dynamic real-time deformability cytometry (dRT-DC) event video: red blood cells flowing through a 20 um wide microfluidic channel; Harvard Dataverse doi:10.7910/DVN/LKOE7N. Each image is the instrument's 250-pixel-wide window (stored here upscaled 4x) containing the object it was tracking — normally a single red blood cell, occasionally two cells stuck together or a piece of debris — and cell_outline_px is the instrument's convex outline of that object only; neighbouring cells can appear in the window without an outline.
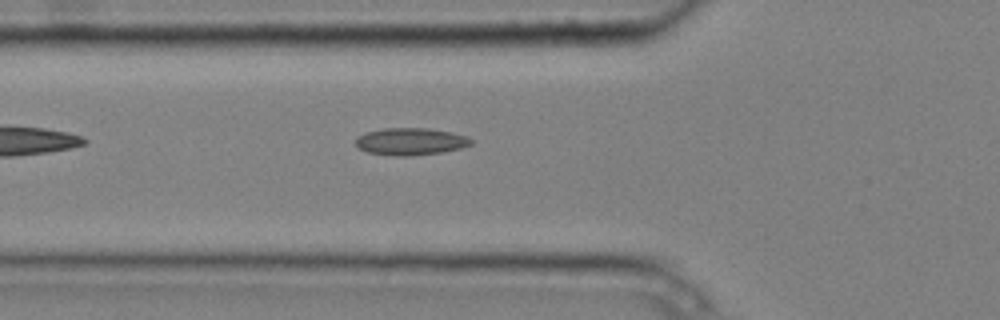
{"species": "common noctule bat (a hibernating species)", "species_latin": "Nyctalus noctula", "temperature_condition": "cold", "stored_images_in_passage": 6, "camera_frame_rate_fps": 3000, "um_per_image_px": 0.085, "animal": {"sex": "male", "body_mass_g": 20.4}, "frame": {"image": 1, "passage_image": 6, "time_ms": 1.667, "image_size_px": [1000, 320], "cell_outline_px": [[472, 144], [460, 148], [440, 152], [408, 156], [396, 156], [368, 152], [356, 148], [356, 136], [364, 132], [384, 128], [428, 128], [452, 132], [468, 136], [472, 140]], "centroid_in_image_um": [34.87, 12.02], "position_along_channel_um": 90.9, "area_um2": 18.38}}